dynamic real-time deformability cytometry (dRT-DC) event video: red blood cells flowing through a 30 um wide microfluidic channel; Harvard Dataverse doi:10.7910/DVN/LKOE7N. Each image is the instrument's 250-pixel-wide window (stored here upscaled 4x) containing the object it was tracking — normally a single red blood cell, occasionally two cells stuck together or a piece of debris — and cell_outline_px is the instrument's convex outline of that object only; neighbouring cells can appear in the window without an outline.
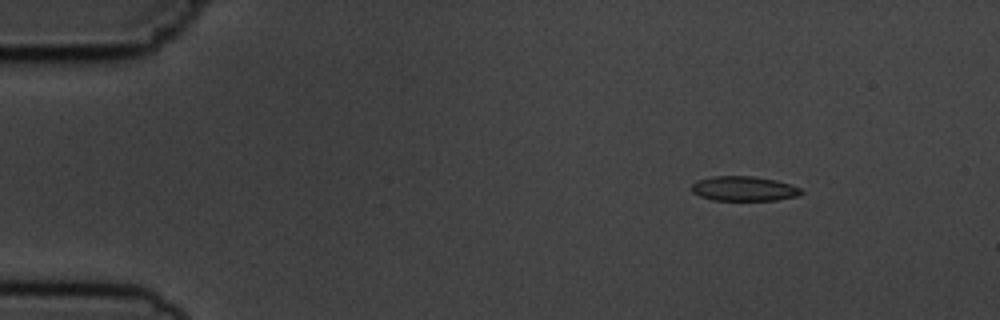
{"species": "common noctule bat (a hibernating species)", "species_latin": "Nyctalus noctula", "temperature_condition": "cold", "stored_images_in_passage": 6, "camera_frame_rate_fps": 3000, "um_per_image_px": 0.085, "animal": {"sex": "male", "body_mass_g": 19.5, "forearm_length_mm": 54.6}, "frame": {"image": 1, "passage_image": 2, "time_ms": 1.333, "image_size_px": [1000, 320], "cell_outline_px": [[804, 192], [800, 196], [776, 200], [712, 200], [700, 196], [692, 192], [692, 184], [696, 180], [712, 176], [752, 176], [776, 180], [800, 188]], "centroid_in_image_um": [63.23, 16.03], "position_along_channel_um": 21.8, "area_um2": 15.84}}
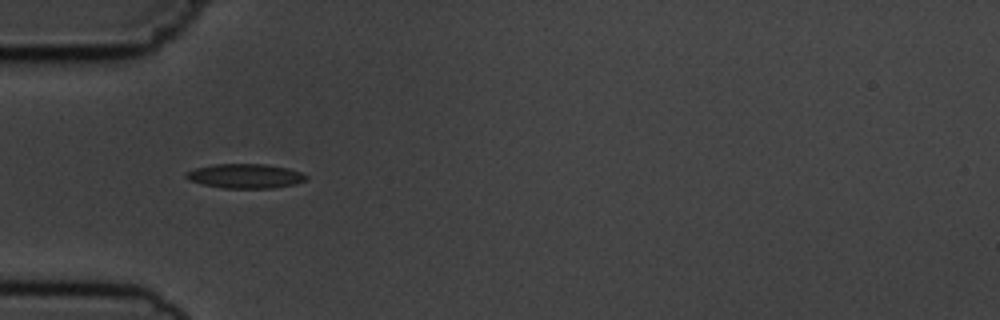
{"frame": {"image": 2, "passage_image": 5, "time_ms": 4.667, "image_size_px": [1000, 320], "cell_outline_px": [[308, 180], [296, 184], [272, 188], [224, 188], [204, 184], [188, 180], [184, 176], [184, 172], [196, 168], [212, 164], [264, 164], [288, 168], [300, 172], [308, 176]], "centroid_in_image_um": [20.85, 14.96], "position_along_channel_um": 64.2, "area_um2": 17.17}}
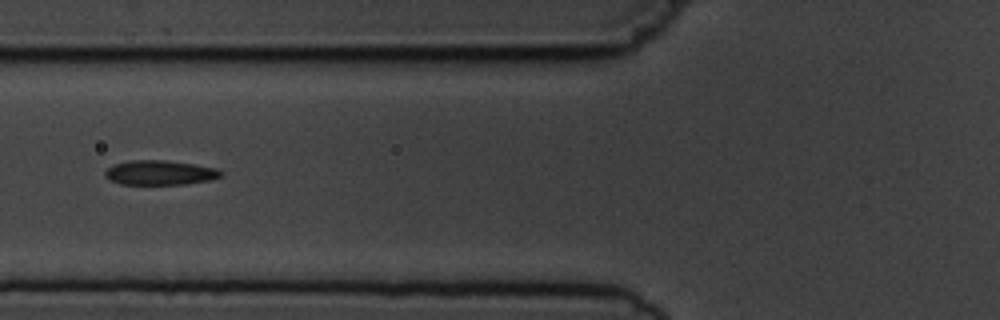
{"frame": {"image": 3, "passage_image": 6, "time_ms": 6.0, "image_size_px": [1000, 320], "cell_outline_px": [[224, 172], [220, 176], [208, 180], [184, 184], [120, 184], [104, 176], [104, 172], [112, 164], [128, 160], [164, 160], [192, 164], [216, 168]], "centroid_in_image_um": [13.55, 14.67], "position_along_channel_um": 112.3, "area_um2": 16.47}}